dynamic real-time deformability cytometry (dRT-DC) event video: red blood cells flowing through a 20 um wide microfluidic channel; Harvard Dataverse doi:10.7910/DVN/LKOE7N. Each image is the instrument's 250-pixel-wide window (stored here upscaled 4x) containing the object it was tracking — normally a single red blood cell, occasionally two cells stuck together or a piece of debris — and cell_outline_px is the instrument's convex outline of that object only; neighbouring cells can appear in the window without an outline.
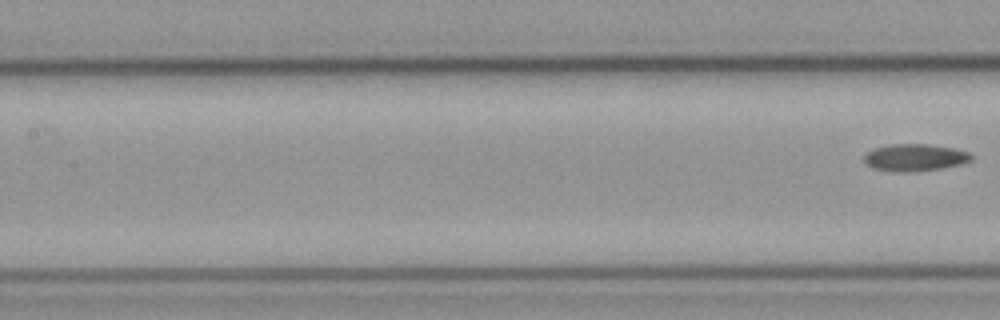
{"species": "common noctule bat (a hibernating species)", "species_latin": "Nyctalus noctula", "temperature_condition": "cold", "stored_images_in_passage": 5, "segment_of_instrument_passage": [2, 2], "camera_frame_rate_fps": 3000, "um_per_image_px": 0.085, "animal": {"sex": "male", "body_mass_g": 23.1, "forearm_length_mm": 52.7}, "frame": {"image": 1, "passage_image": 5, "time_ms": 1.333, "image_size_px": [1000, 320], "cell_outline_px": [[972, 160], [964, 164], [944, 168], [908, 172], [896, 172], [872, 168], [864, 164], [864, 156], [868, 152], [876, 148], [892, 144], [928, 144], [956, 148], [968, 152], [972, 156]], "centroid_in_image_um": [77.79, 13.4], "position_along_channel_um": 129.6, "area_um2": 17.11}}